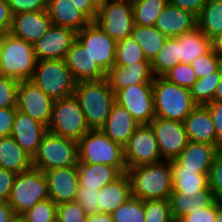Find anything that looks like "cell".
I'll list each match as a JSON object with an SVG mask.
<instances>
[{
  "mask_svg": "<svg viewBox=\"0 0 222 222\" xmlns=\"http://www.w3.org/2000/svg\"><path fill=\"white\" fill-rule=\"evenodd\" d=\"M132 197L144 200L169 199L173 190L170 161L139 165L127 169Z\"/></svg>",
  "mask_w": 222,
  "mask_h": 222,
  "instance_id": "cell-1",
  "label": "cell"
},
{
  "mask_svg": "<svg viewBox=\"0 0 222 222\" xmlns=\"http://www.w3.org/2000/svg\"><path fill=\"white\" fill-rule=\"evenodd\" d=\"M74 96L79 101L90 130L101 129L115 103V92L107 78L77 82Z\"/></svg>",
  "mask_w": 222,
  "mask_h": 222,
  "instance_id": "cell-2",
  "label": "cell"
},
{
  "mask_svg": "<svg viewBox=\"0 0 222 222\" xmlns=\"http://www.w3.org/2000/svg\"><path fill=\"white\" fill-rule=\"evenodd\" d=\"M155 117L183 122L197 106L190 89L171 83L163 76L153 79Z\"/></svg>",
  "mask_w": 222,
  "mask_h": 222,
  "instance_id": "cell-3",
  "label": "cell"
},
{
  "mask_svg": "<svg viewBox=\"0 0 222 222\" xmlns=\"http://www.w3.org/2000/svg\"><path fill=\"white\" fill-rule=\"evenodd\" d=\"M78 162L104 164L127 173L123 146L112 141L101 129L90 130L77 141Z\"/></svg>",
  "mask_w": 222,
  "mask_h": 222,
  "instance_id": "cell-4",
  "label": "cell"
},
{
  "mask_svg": "<svg viewBox=\"0 0 222 222\" xmlns=\"http://www.w3.org/2000/svg\"><path fill=\"white\" fill-rule=\"evenodd\" d=\"M30 80L53 101L73 95L77 83L64 59L37 61Z\"/></svg>",
  "mask_w": 222,
  "mask_h": 222,
  "instance_id": "cell-5",
  "label": "cell"
},
{
  "mask_svg": "<svg viewBox=\"0 0 222 222\" xmlns=\"http://www.w3.org/2000/svg\"><path fill=\"white\" fill-rule=\"evenodd\" d=\"M37 58L33 44L7 35L0 54V75L18 81L30 80L36 68Z\"/></svg>",
  "mask_w": 222,
  "mask_h": 222,
  "instance_id": "cell-6",
  "label": "cell"
},
{
  "mask_svg": "<svg viewBox=\"0 0 222 222\" xmlns=\"http://www.w3.org/2000/svg\"><path fill=\"white\" fill-rule=\"evenodd\" d=\"M89 131L90 128L74 94L54 101L47 132L78 141Z\"/></svg>",
  "mask_w": 222,
  "mask_h": 222,
  "instance_id": "cell-7",
  "label": "cell"
},
{
  "mask_svg": "<svg viewBox=\"0 0 222 222\" xmlns=\"http://www.w3.org/2000/svg\"><path fill=\"white\" fill-rule=\"evenodd\" d=\"M48 198V185L43 172L32 167L15 176L7 202L20 217L36 203Z\"/></svg>",
  "mask_w": 222,
  "mask_h": 222,
  "instance_id": "cell-8",
  "label": "cell"
},
{
  "mask_svg": "<svg viewBox=\"0 0 222 222\" xmlns=\"http://www.w3.org/2000/svg\"><path fill=\"white\" fill-rule=\"evenodd\" d=\"M77 141L47 132L32 157V166L41 171L70 167L78 163Z\"/></svg>",
  "mask_w": 222,
  "mask_h": 222,
  "instance_id": "cell-9",
  "label": "cell"
},
{
  "mask_svg": "<svg viewBox=\"0 0 222 222\" xmlns=\"http://www.w3.org/2000/svg\"><path fill=\"white\" fill-rule=\"evenodd\" d=\"M95 22L116 41L131 36L134 28L132 0H109L98 8Z\"/></svg>",
  "mask_w": 222,
  "mask_h": 222,
  "instance_id": "cell-10",
  "label": "cell"
},
{
  "mask_svg": "<svg viewBox=\"0 0 222 222\" xmlns=\"http://www.w3.org/2000/svg\"><path fill=\"white\" fill-rule=\"evenodd\" d=\"M123 149L127 169L162 161L158 143L150 124L139 125Z\"/></svg>",
  "mask_w": 222,
  "mask_h": 222,
  "instance_id": "cell-11",
  "label": "cell"
},
{
  "mask_svg": "<svg viewBox=\"0 0 222 222\" xmlns=\"http://www.w3.org/2000/svg\"><path fill=\"white\" fill-rule=\"evenodd\" d=\"M115 103L124 107L141 124L155 118L153 84H135L115 92Z\"/></svg>",
  "mask_w": 222,
  "mask_h": 222,
  "instance_id": "cell-12",
  "label": "cell"
},
{
  "mask_svg": "<svg viewBox=\"0 0 222 222\" xmlns=\"http://www.w3.org/2000/svg\"><path fill=\"white\" fill-rule=\"evenodd\" d=\"M76 39L87 49L93 62H96L106 73L113 68L117 41L108 36L95 21H91L78 32Z\"/></svg>",
  "mask_w": 222,
  "mask_h": 222,
  "instance_id": "cell-13",
  "label": "cell"
},
{
  "mask_svg": "<svg viewBox=\"0 0 222 222\" xmlns=\"http://www.w3.org/2000/svg\"><path fill=\"white\" fill-rule=\"evenodd\" d=\"M54 101L32 80L19 81L17 110L48 127Z\"/></svg>",
  "mask_w": 222,
  "mask_h": 222,
  "instance_id": "cell-14",
  "label": "cell"
},
{
  "mask_svg": "<svg viewBox=\"0 0 222 222\" xmlns=\"http://www.w3.org/2000/svg\"><path fill=\"white\" fill-rule=\"evenodd\" d=\"M162 160H173L187 146L183 122L155 117L151 123Z\"/></svg>",
  "mask_w": 222,
  "mask_h": 222,
  "instance_id": "cell-15",
  "label": "cell"
},
{
  "mask_svg": "<svg viewBox=\"0 0 222 222\" xmlns=\"http://www.w3.org/2000/svg\"><path fill=\"white\" fill-rule=\"evenodd\" d=\"M77 38L73 30L52 25L34 45V52L39 60H59L65 56Z\"/></svg>",
  "mask_w": 222,
  "mask_h": 222,
  "instance_id": "cell-16",
  "label": "cell"
},
{
  "mask_svg": "<svg viewBox=\"0 0 222 222\" xmlns=\"http://www.w3.org/2000/svg\"><path fill=\"white\" fill-rule=\"evenodd\" d=\"M42 172L47 181L49 198L56 204L76 200L80 185L77 165Z\"/></svg>",
  "mask_w": 222,
  "mask_h": 222,
  "instance_id": "cell-17",
  "label": "cell"
},
{
  "mask_svg": "<svg viewBox=\"0 0 222 222\" xmlns=\"http://www.w3.org/2000/svg\"><path fill=\"white\" fill-rule=\"evenodd\" d=\"M52 25L46 10L22 12L13 15L9 33L34 45Z\"/></svg>",
  "mask_w": 222,
  "mask_h": 222,
  "instance_id": "cell-18",
  "label": "cell"
},
{
  "mask_svg": "<svg viewBox=\"0 0 222 222\" xmlns=\"http://www.w3.org/2000/svg\"><path fill=\"white\" fill-rule=\"evenodd\" d=\"M64 60L77 82L101 80L107 76V73L96 62H93L87 49L77 39L68 50Z\"/></svg>",
  "mask_w": 222,
  "mask_h": 222,
  "instance_id": "cell-19",
  "label": "cell"
},
{
  "mask_svg": "<svg viewBox=\"0 0 222 222\" xmlns=\"http://www.w3.org/2000/svg\"><path fill=\"white\" fill-rule=\"evenodd\" d=\"M47 127L27 114L16 111L11 135L20 147L31 157L35 155Z\"/></svg>",
  "mask_w": 222,
  "mask_h": 222,
  "instance_id": "cell-20",
  "label": "cell"
},
{
  "mask_svg": "<svg viewBox=\"0 0 222 222\" xmlns=\"http://www.w3.org/2000/svg\"><path fill=\"white\" fill-rule=\"evenodd\" d=\"M154 26L167 38H174L193 31L197 27V16L167 3Z\"/></svg>",
  "mask_w": 222,
  "mask_h": 222,
  "instance_id": "cell-21",
  "label": "cell"
},
{
  "mask_svg": "<svg viewBox=\"0 0 222 222\" xmlns=\"http://www.w3.org/2000/svg\"><path fill=\"white\" fill-rule=\"evenodd\" d=\"M110 88L116 92L119 89L135 84H153L154 75L150 61L137 62L128 66H117L106 76Z\"/></svg>",
  "mask_w": 222,
  "mask_h": 222,
  "instance_id": "cell-22",
  "label": "cell"
},
{
  "mask_svg": "<svg viewBox=\"0 0 222 222\" xmlns=\"http://www.w3.org/2000/svg\"><path fill=\"white\" fill-rule=\"evenodd\" d=\"M183 123L188 141L213 144L217 147L215 125L207 106L197 105Z\"/></svg>",
  "mask_w": 222,
  "mask_h": 222,
  "instance_id": "cell-23",
  "label": "cell"
},
{
  "mask_svg": "<svg viewBox=\"0 0 222 222\" xmlns=\"http://www.w3.org/2000/svg\"><path fill=\"white\" fill-rule=\"evenodd\" d=\"M169 201L173 220H179L198 210L200 211L211 207L216 202V198L213 191L208 186L205 190L198 193L172 191Z\"/></svg>",
  "mask_w": 222,
  "mask_h": 222,
  "instance_id": "cell-24",
  "label": "cell"
},
{
  "mask_svg": "<svg viewBox=\"0 0 222 222\" xmlns=\"http://www.w3.org/2000/svg\"><path fill=\"white\" fill-rule=\"evenodd\" d=\"M46 11L53 25L69 28L76 33L91 22L71 0H47Z\"/></svg>",
  "mask_w": 222,
  "mask_h": 222,
  "instance_id": "cell-25",
  "label": "cell"
},
{
  "mask_svg": "<svg viewBox=\"0 0 222 222\" xmlns=\"http://www.w3.org/2000/svg\"><path fill=\"white\" fill-rule=\"evenodd\" d=\"M219 149L213 144L188 141L187 146L175 158L183 169L209 174L214 157Z\"/></svg>",
  "mask_w": 222,
  "mask_h": 222,
  "instance_id": "cell-26",
  "label": "cell"
},
{
  "mask_svg": "<svg viewBox=\"0 0 222 222\" xmlns=\"http://www.w3.org/2000/svg\"><path fill=\"white\" fill-rule=\"evenodd\" d=\"M139 125L124 107L114 103L101 130L112 141L124 146Z\"/></svg>",
  "mask_w": 222,
  "mask_h": 222,
  "instance_id": "cell-27",
  "label": "cell"
},
{
  "mask_svg": "<svg viewBox=\"0 0 222 222\" xmlns=\"http://www.w3.org/2000/svg\"><path fill=\"white\" fill-rule=\"evenodd\" d=\"M132 197L131 182L127 173H123L114 182L103 186L98 193L100 212L113 213Z\"/></svg>",
  "mask_w": 222,
  "mask_h": 222,
  "instance_id": "cell-28",
  "label": "cell"
},
{
  "mask_svg": "<svg viewBox=\"0 0 222 222\" xmlns=\"http://www.w3.org/2000/svg\"><path fill=\"white\" fill-rule=\"evenodd\" d=\"M32 167V157L20 147L12 136L0 138V168L17 175Z\"/></svg>",
  "mask_w": 222,
  "mask_h": 222,
  "instance_id": "cell-29",
  "label": "cell"
},
{
  "mask_svg": "<svg viewBox=\"0 0 222 222\" xmlns=\"http://www.w3.org/2000/svg\"><path fill=\"white\" fill-rule=\"evenodd\" d=\"M79 184L85 188L101 189L114 182L122 173L111 165L77 163Z\"/></svg>",
  "mask_w": 222,
  "mask_h": 222,
  "instance_id": "cell-30",
  "label": "cell"
},
{
  "mask_svg": "<svg viewBox=\"0 0 222 222\" xmlns=\"http://www.w3.org/2000/svg\"><path fill=\"white\" fill-rule=\"evenodd\" d=\"M173 178V190L183 193H198L209 186V174H201L196 170L183 169L176 160H170Z\"/></svg>",
  "mask_w": 222,
  "mask_h": 222,
  "instance_id": "cell-31",
  "label": "cell"
},
{
  "mask_svg": "<svg viewBox=\"0 0 222 222\" xmlns=\"http://www.w3.org/2000/svg\"><path fill=\"white\" fill-rule=\"evenodd\" d=\"M174 38L179 43L180 63L190 64L193 60L208 53L212 49L211 39L198 27L191 32Z\"/></svg>",
  "mask_w": 222,
  "mask_h": 222,
  "instance_id": "cell-32",
  "label": "cell"
},
{
  "mask_svg": "<svg viewBox=\"0 0 222 222\" xmlns=\"http://www.w3.org/2000/svg\"><path fill=\"white\" fill-rule=\"evenodd\" d=\"M131 37L142 48L146 59L150 62L155 59L167 39L155 26L139 25H134Z\"/></svg>",
  "mask_w": 222,
  "mask_h": 222,
  "instance_id": "cell-33",
  "label": "cell"
},
{
  "mask_svg": "<svg viewBox=\"0 0 222 222\" xmlns=\"http://www.w3.org/2000/svg\"><path fill=\"white\" fill-rule=\"evenodd\" d=\"M197 27L209 39L222 33V0H207L197 16Z\"/></svg>",
  "mask_w": 222,
  "mask_h": 222,
  "instance_id": "cell-34",
  "label": "cell"
},
{
  "mask_svg": "<svg viewBox=\"0 0 222 222\" xmlns=\"http://www.w3.org/2000/svg\"><path fill=\"white\" fill-rule=\"evenodd\" d=\"M180 63L179 43L175 38H167L162 49L151 62L154 77L163 76Z\"/></svg>",
  "mask_w": 222,
  "mask_h": 222,
  "instance_id": "cell-35",
  "label": "cell"
},
{
  "mask_svg": "<svg viewBox=\"0 0 222 222\" xmlns=\"http://www.w3.org/2000/svg\"><path fill=\"white\" fill-rule=\"evenodd\" d=\"M166 4L167 0H132L134 24L154 26Z\"/></svg>",
  "mask_w": 222,
  "mask_h": 222,
  "instance_id": "cell-36",
  "label": "cell"
},
{
  "mask_svg": "<svg viewBox=\"0 0 222 222\" xmlns=\"http://www.w3.org/2000/svg\"><path fill=\"white\" fill-rule=\"evenodd\" d=\"M222 78V66L207 77L197 79L190 88V94L196 105L206 106L214 99L216 88Z\"/></svg>",
  "mask_w": 222,
  "mask_h": 222,
  "instance_id": "cell-37",
  "label": "cell"
},
{
  "mask_svg": "<svg viewBox=\"0 0 222 222\" xmlns=\"http://www.w3.org/2000/svg\"><path fill=\"white\" fill-rule=\"evenodd\" d=\"M142 61L149 60L146 59L142 48L131 36L117 41L114 65L128 66Z\"/></svg>",
  "mask_w": 222,
  "mask_h": 222,
  "instance_id": "cell-38",
  "label": "cell"
},
{
  "mask_svg": "<svg viewBox=\"0 0 222 222\" xmlns=\"http://www.w3.org/2000/svg\"><path fill=\"white\" fill-rule=\"evenodd\" d=\"M57 215V204L50 198L39 201L20 218L23 222H54Z\"/></svg>",
  "mask_w": 222,
  "mask_h": 222,
  "instance_id": "cell-39",
  "label": "cell"
},
{
  "mask_svg": "<svg viewBox=\"0 0 222 222\" xmlns=\"http://www.w3.org/2000/svg\"><path fill=\"white\" fill-rule=\"evenodd\" d=\"M113 222H144V201L131 197L111 213Z\"/></svg>",
  "mask_w": 222,
  "mask_h": 222,
  "instance_id": "cell-40",
  "label": "cell"
},
{
  "mask_svg": "<svg viewBox=\"0 0 222 222\" xmlns=\"http://www.w3.org/2000/svg\"><path fill=\"white\" fill-rule=\"evenodd\" d=\"M144 222H173L169 199L144 200Z\"/></svg>",
  "mask_w": 222,
  "mask_h": 222,
  "instance_id": "cell-41",
  "label": "cell"
},
{
  "mask_svg": "<svg viewBox=\"0 0 222 222\" xmlns=\"http://www.w3.org/2000/svg\"><path fill=\"white\" fill-rule=\"evenodd\" d=\"M171 83L190 89L197 81V75L190 64L178 63L163 75Z\"/></svg>",
  "mask_w": 222,
  "mask_h": 222,
  "instance_id": "cell-42",
  "label": "cell"
},
{
  "mask_svg": "<svg viewBox=\"0 0 222 222\" xmlns=\"http://www.w3.org/2000/svg\"><path fill=\"white\" fill-rule=\"evenodd\" d=\"M190 65L198 79L209 76L222 66L221 59L212 49L208 53L193 60Z\"/></svg>",
  "mask_w": 222,
  "mask_h": 222,
  "instance_id": "cell-43",
  "label": "cell"
},
{
  "mask_svg": "<svg viewBox=\"0 0 222 222\" xmlns=\"http://www.w3.org/2000/svg\"><path fill=\"white\" fill-rule=\"evenodd\" d=\"M88 214L76 201L57 204L58 222H87Z\"/></svg>",
  "mask_w": 222,
  "mask_h": 222,
  "instance_id": "cell-44",
  "label": "cell"
},
{
  "mask_svg": "<svg viewBox=\"0 0 222 222\" xmlns=\"http://www.w3.org/2000/svg\"><path fill=\"white\" fill-rule=\"evenodd\" d=\"M19 81L0 75V108L17 107Z\"/></svg>",
  "mask_w": 222,
  "mask_h": 222,
  "instance_id": "cell-45",
  "label": "cell"
},
{
  "mask_svg": "<svg viewBox=\"0 0 222 222\" xmlns=\"http://www.w3.org/2000/svg\"><path fill=\"white\" fill-rule=\"evenodd\" d=\"M208 180L209 187L213 191L216 201L222 203V149L214 157Z\"/></svg>",
  "mask_w": 222,
  "mask_h": 222,
  "instance_id": "cell-46",
  "label": "cell"
},
{
  "mask_svg": "<svg viewBox=\"0 0 222 222\" xmlns=\"http://www.w3.org/2000/svg\"><path fill=\"white\" fill-rule=\"evenodd\" d=\"M99 190L100 189L85 188L79 185L75 201L84 208L88 215L100 213V208L97 203Z\"/></svg>",
  "mask_w": 222,
  "mask_h": 222,
  "instance_id": "cell-47",
  "label": "cell"
},
{
  "mask_svg": "<svg viewBox=\"0 0 222 222\" xmlns=\"http://www.w3.org/2000/svg\"><path fill=\"white\" fill-rule=\"evenodd\" d=\"M13 15L46 10L47 0H6Z\"/></svg>",
  "mask_w": 222,
  "mask_h": 222,
  "instance_id": "cell-48",
  "label": "cell"
},
{
  "mask_svg": "<svg viewBox=\"0 0 222 222\" xmlns=\"http://www.w3.org/2000/svg\"><path fill=\"white\" fill-rule=\"evenodd\" d=\"M206 106L214 121L217 135V148L220 150L222 149V101H212Z\"/></svg>",
  "mask_w": 222,
  "mask_h": 222,
  "instance_id": "cell-49",
  "label": "cell"
},
{
  "mask_svg": "<svg viewBox=\"0 0 222 222\" xmlns=\"http://www.w3.org/2000/svg\"><path fill=\"white\" fill-rule=\"evenodd\" d=\"M17 107L0 108V138L11 135Z\"/></svg>",
  "mask_w": 222,
  "mask_h": 222,
  "instance_id": "cell-50",
  "label": "cell"
},
{
  "mask_svg": "<svg viewBox=\"0 0 222 222\" xmlns=\"http://www.w3.org/2000/svg\"><path fill=\"white\" fill-rule=\"evenodd\" d=\"M216 202L206 209L198 210L179 219L180 222H215Z\"/></svg>",
  "mask_w": 222,
  "mask_h": 222,
  "instance_id": "cell-51",
  "label": "cell"
},
{
  "mask_svg": "<svg viewBox=\"0 0 222 222\" xmlns=\"http://www.w3.org/2000/svg\"><path fill=\"white\" fill-rule=\"evenodd\" d=\"M15 176V173L0 168V201H8Z\"/></svg>",
  "mask_w": 222,
  "mask_h": 222,
  "instance_id": "cell-52",
  "label": "cell"
},
{
  "mask_svg": "<svg viewBox=\"0 0 222 222\" xmlns=\"http://www.w3.org/2000/svg\"><path fill=\"white\" fill-rule=\"evenodd\" d=\"M207 0H167L170 5L192 12L198 16Z\"/></svg>",
  "mask_w": 222,
  "mask_h": 222,
  "instance_id": "cell-53",
  "label": "cell"
},
{
  "mask_svg": "<svg viewBox=\"0 0 222 222\" xmlns=\"http://www.w3.org/2000/svg\"><path fill=\"white\" fill-rule=\"evenodd\" d=\"M13 14L6 0H0V30L9 32L12 25Z\"/></svg>",
  "mask_w": 222,
  "mask_h": 222,
  "instance_id": "cell-54",
  "label": "cell"
},
{
  "mask_svg": "<svg viewBox=\"0 0 222 222\" xmlns=\"http://www.w3.org/2000/svg\"><path fill=\"white\" fill-rule=\"evenodd\" d=\"M72 3L82 11L91 21H95L98 8L91 0H71Z\"/></svg>",
  "mask_w": 222,
  "mask_h": 222,
  "instance_id": "cell-55",
  "label": "cell"
},
{
  "mask_svg": "<svg viewBox=\"0 0 222 222\" xmlns=\"http://www.w3.org/2000/svg\"><path fill=\"white\" fill-rule=\"evenodd\" d=\"M17 218L8 202L0 201V222H12Z\"/></svg>",
  "mask_w": 222,
  "mask_h": 222,
  "instance_id": "cell-56",
  "label": "cell"
},
{
  "mask_svg": "<svg viewBox=\"0 0 222 222\" xmlns=\"http://www.w3.org/2000/svg\"><path fill=\"white\" fill-rule=\"evenodd\" d=\"M87 222H113L111 213H95L88 215Z\"/></svg>",
  "mask_w": 222,
  "mask_h": 222,
  "instance_id": "cell-57",
  "label": "cell"
},
{
  "mask_svg": "<svg viewBox=\"0 0 222 222\" xmlns=\"http://www.w3.org/2000/svg\"><path fill=\"white\" fill-rule=\"evenodd\" d=\"M213 52L222 60V33L211 39Z\"/></svg>",
  "mask_w": 222,
  "mask_h": 222,
  "instance_id": "cell-58",
  "label": "cell"
},
{
  "mask_svg": "<svg viewBox=\"0 0 222 222\" xmlns=\"http://www.w3.org/2000/svg\"><path fill=\"white\" fill-rule=\"evenodd\" d=\"M213 101H222V78L216 88Z\"/></svg>",
  "mask_w": 222,
  "mask_h": 222,
  "instance_id": "cell-59",
  "label": "cell"
},
{
  "mask_svg": "<svg viewBox=\"0 0 222 222\" xmlns=\"http://www.w3.org/2000/svg\"><path fill=\"white\" fill-rule=\"evenodd\" d=\"M215 222H222V203L216 201V218Z\"/></svg>",
  "mask_w": 222,
  "mask_h": 222,
  "instance_id": "cell-60",
  "label": "cell"
},
{
  "mask_svg": "<svg viewBox=\"0 0 222 222\" xmlns=\"http://www.w3.org/2000/svg\"><path fill=\"white\" fill-rule=\"evenodd\" d=\"M8 34L9 32L0 30V54L3 50V45Z\"/></svg>",
  "mask_w": 222,
  "mask_h": 222,
  "instance_id": "cell-61",
  "label": "cell"
},
{
  "mask_svg": "<svg viewBox=\"0 0 222 222\" xmlns=\"http://www.w3.org/2000/svg\"><path fill=\"white\" fill-rule=\"evenodd\" d=\"M92 3L99 8L101 5L105 4L109 0H91Z\"/></svg>",
  "mask_w": 222,
  "mask_h": 222,
  "instance_id": "cell-62",
  "label": "cell"
},
{
  "mask_svg": "<svg viewBox=\"0 0 222 222\" xmlns=\"http://www.w3.org/2000/svg\"><path fill=\"white\" fill-rule=\"evenodd\" d=\"M12 222H23L22 220H21V218L20 217H17L15 220H13Z\"/></svg>",
  "mask_w": 222,
  "mask_h": 222,
  "instance_id": "cell-63",
  "label": "cell"
}]
</instances>
